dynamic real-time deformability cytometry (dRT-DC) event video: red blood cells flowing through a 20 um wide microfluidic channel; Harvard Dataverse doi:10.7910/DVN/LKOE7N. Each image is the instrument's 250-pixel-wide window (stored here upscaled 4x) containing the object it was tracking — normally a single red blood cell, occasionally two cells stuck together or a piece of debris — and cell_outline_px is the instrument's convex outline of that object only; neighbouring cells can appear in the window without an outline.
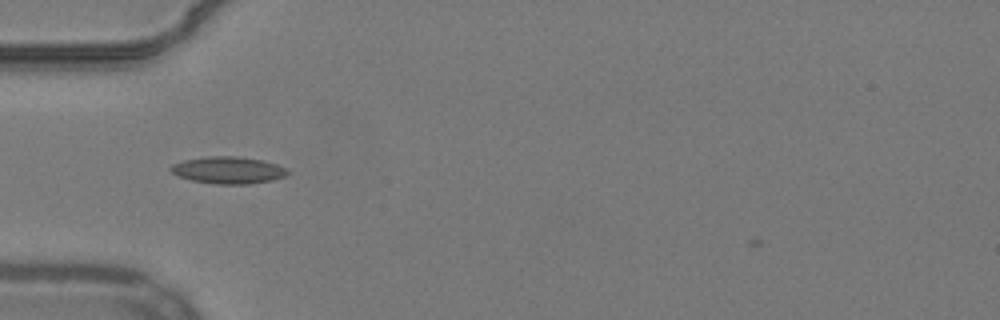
{"species": "common noctule bat (a hibernating species)", "species_latin": "Nyctalus noctula", "temperature_condition": "warm", "stored_images_in_passage": 38, "camera_frame_rate_fps": 3000, "um_per_image_px": 0.085, "animal": {"sex": "male", "body_mass_g": 19.2, "forearm_length_mm": 51.8}, "frame": {"image": 1, "passage_image": 2, "time_ms": 0.333, "image_size_px": [1000, 320], "cell_outline_px": [[288, 176], [272, 180], [248, 184], [216, 184], [192, 180], [180, 176], [172, 172], [168, 168], [172, 164], [184, 160], [208, 156], [236, 156], [264, 160], [288, 168]], "centroid_in_image_um": [19.44, 14.46], "position_along_channel_um": 65.6, "area_um2": 18.44}}
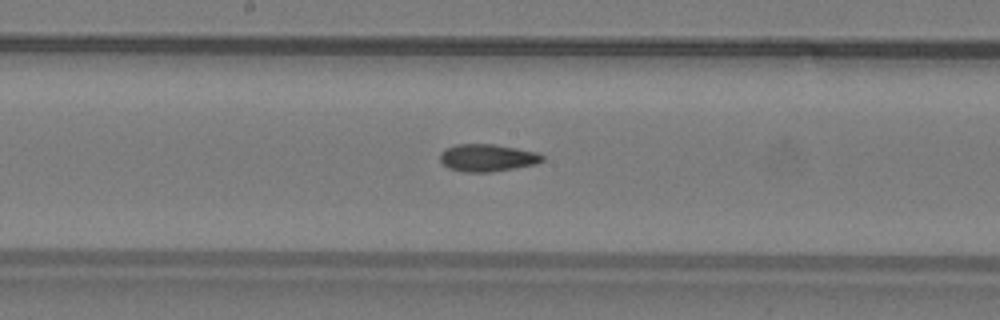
{"frame": {"image": 2, "passage_image": 13, "time_ms": 4.0, "image_size_px": [1000, 320], "cell_outline_px": [[544, 160], [536, 164], [516, 168], [492, 172], [464, 172], [448, 168], [440, 160], [440, 152], [444, 148], [456, 144], [492, 144], [540, 152], [544, 156]], "centroid_in_image_um": [41.43, 13.41], "position_along_channel_um": 206.8, "area_um2": 16.53}}
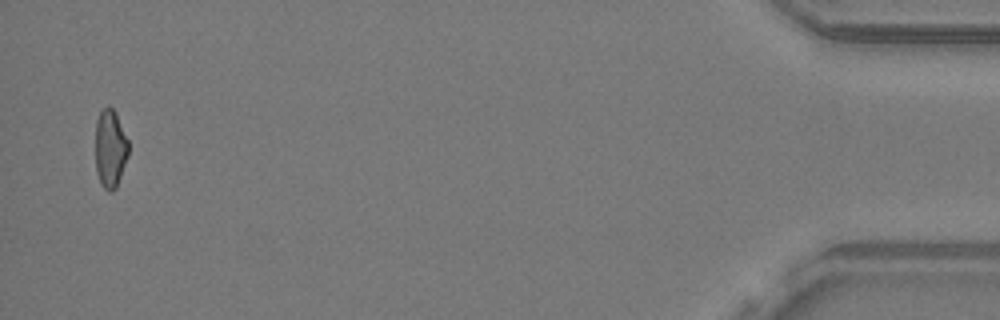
{"frame": {"image": 3, "passage_image": 37, "time_ms": 12.0, "image_size_px": [1000, 320], "cell_outline_px": [[128, 156], [116, 188], [112, 192], [108, 192], [100, 184], [96, 172], [96, 120], [100, 112], [108, 104], [116, 112], [128, 140]], "centroid_in_image_um": [9.37, 12.64], "position_along_channel_um": 425.8, "area_um2": 15.2}, "authors_computed_cell_mechanics": {"area_um2": 16.0106, "velocity_mm_per_s": 3.8546, "shape_relaxation_time_tau1_ms": 9.3118, "shape_relaxation_time_tau2_ms": 5.4325, "deformation_change_tau1": 0.1917, "deformation_change_tau2": 0.1183}}